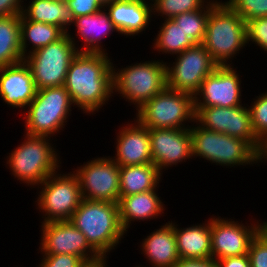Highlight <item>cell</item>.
<instances>
[{"label": "cell", "mask_w": 267, "mask_h": 267, "mask_svg": "<svg viewBox=\"0 0 267 267\" xmlns=\"http://www.w3.org/2000/svg\"><path fill=\"white\" fill-rule=\"evenodd\" d=\"M148 0H114L104 5L117 32L124 36L145 31L152 18V2ZM106 7V8H105Z\"/></svg>", "instance_id": "cell-20"}, {"label": "cell", "mask_w": 267, "mask_h": 267, "mask_svg": "<svg viewBox=\"0 0 267 267\" xmlns=\"http://www.w3.org/2000/svg\"><path fill=\"white\" fill-rule=\"evenodd\" d=\"M47 136L25 134L24 142L9 153L7 164L14 178L27 186L40 185L60 167L59 153L50 144Z\"/></svg>", "instance_id": "cell-4"}, {"label": "cell", "mask_w": 267, "mask_h": 267, "mask_svg": "<svg viewBox=\"0 0 267 267\" xmlns=\"http://www.w3.org/2000/svg\"><path fill=\"white\" fill-rule=\"evenodd\" d=\"M162 173L153 163L120 167V196H130L158 187Z\"/></svg>", "instance_id": "cell-26"}, {"label": "cell", "mask_w": 267, "mask_h": 267, "mask_svg": "<svg viewBox=\"0 0 267 267\" xmlns=\"http://www.w3.org/2000/svg\"><path fill=\"white\" fill-rule=\"evenodd\" d=\"M211 11V1L199 10L182 13L172 19L179 25L181 30L196 44H202L205 38V31L209 13Z\"/></svg>", "instance_id": "cell-30"}, {"label": "cell", "mask_w": 267, "mask_h": 267, "mask_svg": "<svg viewBox=\"0 0 267 267\" xmlns=\"http://www.w3.org/2000/svg\"><path fill=\"white\" fill-rule=\"evenodd\" d=\"M74 25L77 27L76 35L85 42L84 48H79L78 52L107 53L103 44L101 45V40L110 33L117 32L104 8L98 13L76 17Z\"/></svg>", "instance_id": "cell-24"}, {"label": "cell", "mask_w": 267, "mask_h": 267, "mask_svg": "<svg viewBox=\"0 0 267 267\" xmlns=\"http://www.w3.org/2000/svg\"><path fill=\"white\" fill-rule=\"evenodd\" d=\"M220 217L211 218L212 259L217 261L226 257L248 254L251 240L262 229L256 221L250 226Z\"/></svg>", "instance_id": "cell-15"}, {"label": "cell", "mask_w": 267, "mask_h": 267, "mask_svg": "<svg viewBox=\"0 0 267 267\" xmlns=\"http://www.w3.org/2000/svg\"><path fill=\"white\" fill-rule=\"evenodd\" d=\"M176 57L173 66L166 65L167 87L193 96L203 80L218 67L202 44H196Z\"/></svg>", "instance_id": "cell-11"}, {"label": "cell", "mask_w": 267, "mask_h": 267, "mask_svg": "<svg viewBox=\"0 0 267 267\" xmlns=\"http://www.w3.org/2000/svg\"><path fill=\"white\" fill-rule=\"evenodd\" d=\"M153 14L172 19L174 16L204 8L208 0H151ZM208 1V2H207ZM206 3V4H205Z\"/></svg>", "instance_id": "cell-31"}, {"label": "cell", "mask_w": 267, "mask_h": 267, "mask_svg": "<svg viewBox=\"0 0 267 267\" xmlns=\"http://www.w3.org/2000/svg\"><path fill=\"white\" fill-rule=\"evenodd\" d=\"M108 53L78 52L70 63L64 87L73 106L84 113L98 111L113 91V66Z\"/></svg>", "instance_id": "cell-1"}, {"label": "cell", "mask_w": 267, "mask_h": 267, "mask_svg": "<svg viewBox=\"0 0 267 267\" xmlns=\"http://www.w3.org/2000/svg\"><path fill=\"white\" fill-rule=\"evenodd\" d=\"M116 138V156L112 159L120 166L152 163L149 130L137 120L121 127Z\"/></svg>", "instance_id": "cell-19"}, {"label": "cell", "mask_w": 267, "mask_h": 267, "mask_svg": "<svg viewBox=\"0 0 267 267\" xmlns=\"http://www.w3.org/2000/svg\"><path fill=\"white\" fill-rule=\"evenodd\" d=\"M84 267H107L106 259H102L92 263H87Z\"/></svg>", "instance_id": "cell-42"}, {"label": "cell", "mask_w": 267, "mask_h": 267, "mask_svg": "<svg viewBox=\"0 0 267 267\" xmlns=\"http://www.w3.org/2000/svg\"><path fill=\"white\" fill-rule=\"evenodd\" d=\"M37 88L25 61L0 67V97L14 108H27L35 98Z\"/></svg>", "instance_id": "cell-18"}, {"label": "cell", "mask_w": 267, "mask_h": 267, "mask_svg": "<svg viewBox=\"0 0 267 267\" xmlns=\"http://www.w3.org/2000/svg\"><path fill=\"white\" fill-rule=\"evenodd\" d=\"M23 0H0V17L18 15L24 8Z\"/></svg>", "instance_id": "cell-38"}, {"label": "cell", "mask_w": 267, "mask_h": 267, "mask_svg": "<svg viewBox=\"0 0 267 267\" xmlns=\"http://www.w3.org/2000/svg\"><path fill=\"white\" fill-rule=\"evenodd\" d=\"M42 254H70L81 257L86 263L103 258L90 246L85 235L70 220L41 224Z\"/></svg>", "instance_id": "cell-14"}, {"label": "cell", "mask_w": 267, "mask_h": 267, "mask_svg": "<svg viewBox=\"0 0 267 267\" xmlns=\"http://www.w3.org/2000/svg\"><path fill=\"white\" fill-rule=\"evenodd\" d=\"M103 5L107 4V3H110L114 0H99Z\"/></svg>", "instance_id": "cell-44"}, {"label": "cell", "mask_w": 267, "mask_h": 267, "mask_svg": "<svg viewBox=\"0 0 267 267\" xmlns=\"http://www.w3.org/2000/svg\"><path fill=\"white\" fill-rule=\"evenodd\" d=\"M167 62L159 60L131 64L120 70L113 68V91L139 109L167 87ZM117 71V72H116Z\"/></svg>", "instance_id": "cell-6"}, {"label": "cell", "mask_w": 267, "mask_h": 267, "mask_svg": "<svg viewBox=\"0 0 267 267\" xmlns=\"http://www.w3.org/2000/svg\"><path fill=\"white\" fill-rule=\"evenodd\" d=\"M73 172H76L83 198L119 202L120 166L110 156L88 161Z\"/></svg>", "instance_id": "cell-12"}, {"label": "cell", "mask_w": 267, "mask_h": 267, "mask_svg": "<svg viewBox=\"0 0 267 267\" xmlns=\"http://www.w3.org/2000/svg\"><path fill=\"white\" fill-rule=\"evenodd\" d=\"M202 45L218 66H230V59L247 45L246 22L226 2L211 0Z\"/></svg>", "instance_id": "cell-3"}, {"label": "cell", "mask_w": 267, "mask_h": 267, "mask_svg": "<svg viewBox=\"0 0 267 267\" xmlns=\"http://www.w3.org/2000/svg\"><path fill=\"white\" fill-rule=\"evenodd\" d=\"M165 22L160 26L158 35L154 39V50L160 51L164 54H171L174 56L181 54L188 48H192L196 43L190 39L181 30L179 25L173 19H165Z\"/></svg>", "instance_id": "cell-29"}, {"label": "cell", "mask_w": 267, "mask_h": 267, "mask_svg": "<svg viewBox=\"0 0 267 267\" xmlns=\"http://www.w3.org/2000/svg\"><path fill=\"white\" fill-rule=\"evenodd\" d=\"M251 41L267 51V16L246 21V44Z\"/></svg>", "instance_id": "cell-34"}, {"label": "cell", "mask_w": 267, "mask_h": 267, "mask_svg": "<svg viewBox=\"0 0 267 267\" xmlns=\"http://www.w3.org/2000/svg\"><path fill=\"white\" fill-rule=\"evenodd\" d=\"M21 61L20 14L0 17V67Z\"/></svg>", "instance_id": "cell-28"}, {"label": "cell", "mask_w": 267, "mask_h": 267, "mask_svg": "<svg viewBox=\"0 0 267 267\" xmlns=\"http://www.w3.org/2000/svg\"><path fill=\"white\" fill-rule=\"evenodd\" d=\"M74 17L98 13L104 8L99 0H67Z\"/></svg>", "instance_id": "cell-37"}, {"label": "cell", "mask_w": 267, "mask_h": 267, "mask_svg": "<svg viewBox=\"0 0 267 267\" xmlns=\"http://www.w3.org/2000/svg\"><path fill=\"white\" fill-rule=\"evenodd\" d=\"M141 246L152 267H173L180 259L172 221L151 232Z\"/></svg>", "instance_id": "cell-21"}, {"label": "cell", "mask_w": 267, "mask_h": 267, "mask_svg": "<svg viewBox=\"0 0 267 267\" xmlns=\"http://www.w3.org/2000/svg\"><path fill=\"white\" fill-rule=\"evenodd\" d=\"M174 232L177 251L180 259H209L212 258L211 248V218L209 221L187 228H177Z\"/></svg>", "instance_id": "cell-23"}, {"label": "cell", "mask_w": 267, "mask_h": 267, "mask_svg": "<svg viewBox=\"0 0 267 267\" xmlns=\"http://www.w3.org/2000/svg\"><path fill=\"white\" fill-rule=\"evenodd\" d=\"M28 7L22 9V15L30 21L52 24L68 33L69 26L74 24L75 17L66 1L31 0ZM27 7V8H26ZM68 26V28H67Z\"/></svg>", "instance_id": "cell-25"}, {"label": "cell", "mask_w": 267, "mask_h": 267, "mask_svg": "<svg viewBox=\"0 0 267 267\" xmlns=\"http://www.w3.org/2000/svg\"><path fill=\"white\" fill-rule=\"evenodd\" d=\"M251 267H267V234L261 229L248 249Z\"/></svg>", "instance_id": "cell-35"}, {"label": "cell", "mask_w": 267, "mask_h": 267, "mask_svg": "<svg viewBox=\"0 0 267 267\" xmlns=\"http://www.w3.org/2000/svg\"><path fill=\"white\" fill-rule=\"evenodd\" d=\"M263 159L267 161V134L260 139L257 149V163L263 162Z\"/></svg>", "instance_id": "cell-41"}, {"label": "cell", "mask_w": 267, "mask_h": 267, "mask_svg": "<svg viewBox=\"0 0 267 267\" xmlns=\"http://www.w3.org/2000/svg\"><path fill=\"white\" fill-rule=\"evenodd\" d=\"M152 163L162 170L192 159V136L190 128H148Z\"/></svg>", "instance_id": "cell-17"}, {"label": "cell", "mask_w": 267, "mask_h": 267, "mask_svg": "<svg viewBox=\"0 0 267 267\" xmlns=\"http://www.w3.org/2000/svg\"><path fill=\"white\" fill-rule=\"evenodd\" d=\"M173 267H219L217 261L209 259H179Z\"/></svg>", "instance_id": "cell-40"}, {"label": "cell", "mask_w": 267, "mask_h": 267, "mask_svg": "<svg viewBox=\"0 0 267 267\" xmlns=\"http://www.w3.org/2000/svg\"><path fill=\"white\" fill-rule=\"evenodd\" d=\"M195 126L190 127L192 157L228 167L257 164V151L247 141Z\"/></svg>", "instance_id": "cell-7"}, {"label": "cell", "mask_w": 267, "mask_h": 267, "mask_svg": "<svg viewBox=\"0 0 267 267\" xmlns=\"http://www.w3.org/2000/svg\"><path fill=\"white\" fill-rule=\"evenodd\" d=\"M57 172L49 175L40 184L42 189H40V194L35 202L44 214L42 216L44 220L41 223L70 220L83 200L80 183L75 172L69 174H58Z\"/></svg>", "instance_id": "cell-10"}, {"label": "cell", "mask_w": 267, "mask_h": 267, "mask_svg": "<svg viewBox=\"0 0 267 267\" xmlns=\"http://www.w3.org/2000/svg\"><path fill=\"white\" fill-rule=\"evenodd\" d=\"M70 33L58 41L39 48L24 57L29 66L37 90L46 87L64 86L66 74L73 58L78 54V46Z\"/></svg>", "instance_id": "cell-9"}, {"label": "cell", "mask_w": 267, "mask_h": 267, "mask_svg": "<svg viewBox=\"0 0 267 267\" xmlns=\"http://www.w3.org/2000/svg\"><path fill=\"white\" fill-rule=\"evenodd\" d=\"M195 122L204 129L225 133L247 141L256 151L259 139L251 124L249 108L236 107H195ZM198 122V123H197Z\"/></svg>", "instance_id": "cell-13"}, {"label": "cell", "mask_w": 267, "mask_h": 267, "mask_svg": "<svg viewBox=\"0 0 267 267\" xmlns=\"http://www.w3.org/2000/svg\"><path fill=\"white\" fill-rule=\"evenodd\" d=\"M70 221L103 259L127 233L120 222L118 203L83 198Z\"/></svg>", "instance_id": "cell-2"}, {"label": "cell", "mask_w": 267, "mask_h": 267, "mask_svg": "<svg viewBox=\"0 0 267 267\" xmlns=\"http://www.w3.org/2000/svg\"><path fill=\"white\" fill-rule=\"evenodd\" d=\"M262 230L267 234V222L262 223Z\"/></svg>", "instance_id": "cell-43"}, {"label": "cell", "mask_w": 267, "mask_h": 267, "mask_svg": "<svg viewBox=\"0 0 267 267\" xmlns=\"http://www.w3.org/2000/svg\"><path fill=\"white\" fill-rule=\"evenodd\" d=\"M71 106L73 103L64 86L37 90L35 98L27 106L28 111L24 113L26 134L54 136L66 125Z\"/></svg>", "instance_id": "cell-5"}, {"label": "cell", "mask_w": 267, "mask_h": 267, "mask_svg": "<svg viewBox=\"0 0 267 267\" xmlns=\"http://www.w3.org/2000/svg\"><path fill=\"white\" fill-rule=\"evenodd\" d=\"M217 264L219 267H251L248 254L219 259Z\"/></svg>", "instance_id": "cell-39"}, {"label": "cell", "mask_w": 267, "mask_h": 267, "mask_svg": "<svg viewBox=\"0 0 267 267\" xmlns=\"http://www.w3.org/2000/svg\"><path fill=\"white\" fill-rule=\"evenodd\" d=\"M65 34L66 33L58 26L30 21L20 14L21 50L24 57L39 48L58 41ZM28 41L30 42L29 44L27 43ZM30 44L33 46L32 49L28 51L29 49L27 47Z\"/></svg>", "instance_id": "cell-27"}, {"label": "cell", "mask_w": 267, "mask_h": 267, "mask_svg": "<svg viewBox=\"0 0 267 267\" xmlns=\"http://www.w3.org/2000/svg\"><path fill=\"white\" fill-rule=\"evenodd\" d=\"M249 106L251 124L255 136L260 140L267 134V92L260 94Z\"/></svg>", "instance_id": "cell-32"}, {"label": "cell", "mask_w": 267, "mask_h": 267, "mask_svg": "<svg viewBox=\"0 0 267 267\" xmlns=\"http://www.w3.org/2000/svg\"><path fill=\"white\" fill-rule=\"evenodd\" d=\"M87 263L70 254H44L38 267H84Z\"/></svg>", "instance_id": "cell-36"}, {"label": "cell", "mask_w": 267, "mask_h": 267, "mask_svg": "<svg viewBox=\"0 0 267 267\" xmlns=\"http://www.w3.org/2000/svg\"><path fill=\"white\" fill-rule=\"evenodd\" d=\"M232 66H218L201 83L194 95V107H236L242 105L241 80Z\"/></svg>", "instance_id": "cell-16"}, {"label": "cell", "mask_w": 267, "mask_h": 267, "mask_svg": "<svg viewBox=\"0 0 267 267\" xmlns=\"http://www.w3.org/2000/svg\"><path fill=\"white\" fill-rule=\"evenodd\" d=\"M243 20L267 16V0H227L226 2Z\"/></svg>", "instance_id": "cell-33"}, {"label": "cell", "mask_w": 267, "mask_h": 267, "mask_svg": "<svg viewBox=\"0 0 267 267\" xmlns=\"http://www.w3.org/2000/svg\"><path fill=\"white\" fill-rule=\"evenodd\" d=\"M156 192L157 188L130 196H120L118 202L119 215L125 231H128L131 221L153 220V218H158L157 216L164 213V204Z\"/></svg>", "instance_id": "cell-22"}, {"label": "cell", "mask_w": 267, "mask_h": 267, "mask_svg": "<svg viewBox=\"0 0 267 267\" xmlns=\"http://www.w3.org/2000/svg\"><path fill=\"white\" fill-rule=\"evenodd\" d=\"M136 110L135 120L147 128L182 129L191 127L185 121L195 122L194 96L168 87Z\"/></svg>", "instance_id": "cell-8"}]
</instances>
